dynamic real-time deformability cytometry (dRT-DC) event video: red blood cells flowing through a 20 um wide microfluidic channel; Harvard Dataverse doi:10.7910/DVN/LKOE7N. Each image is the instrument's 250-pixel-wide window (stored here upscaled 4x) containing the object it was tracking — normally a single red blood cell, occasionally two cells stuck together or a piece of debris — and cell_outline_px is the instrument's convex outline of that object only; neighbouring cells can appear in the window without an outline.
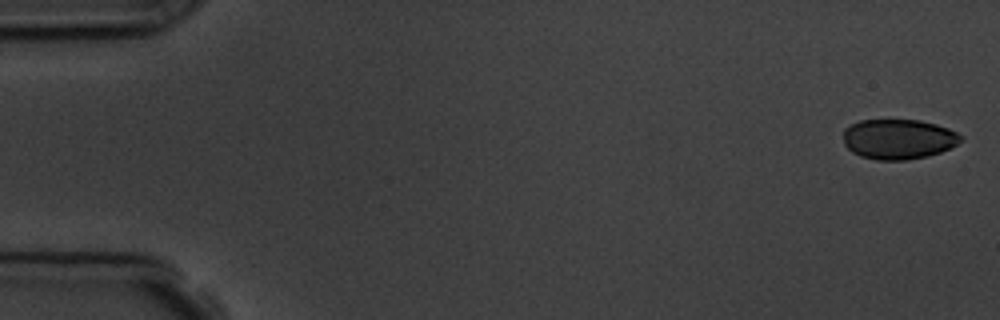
{"species": "common noctule bat (a hibernating species)", "species_latin": "Nyctalus noctula", "temperature_condition": "room temperature", "stored_images_in_passage": 5, "camera_frame_rate_fps": 3000, "um_per_image_px": 0.085, "animal": {"sex": "male", "body_mass_g": 19.5, "forearm_length_mm": 54.6}, "frame": {"image": 1, "passage_image": 1, "time_ms": 0.0, "image_size_px": [1000, 320], "cell_outline_px": [[964, 140], [940, 152], [928, 156], [904, 160], [876, 160], [860, 156], [852, 152], [844, 144], [844, 128], [848, 124], [860, 120], [920, 120], [936, 124], [948, 128], [964, 136]], "centroid_in_image_um": [76.35, 11.82], "position_along_channel_um": 8.6, "area_um2": 27.63}}
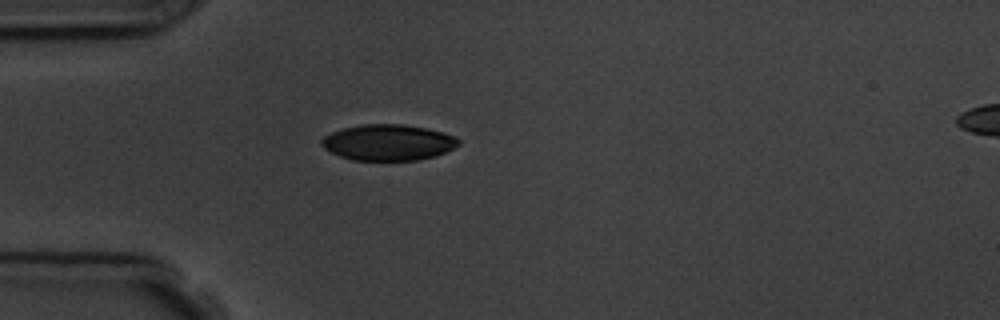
{"frame": {"image": 2, "passage_image": 5, "time_ms": 4.667, "image_size_px": [1000, 320], "cell_outline_px": [[460, 144], [444, 152], [432, 156], [416, 160], [352, 160], [340, 156], [324, 148], [320, 144], [320, 140], [324, 136], [332, 132], [344, 128], [364, 124], [404, 124], [444, 132], [460, 140]], "centroid_in_image_um": [32.96, 12.1], "position_along_channel_um": 52.0, "area_um2": 28.44}}